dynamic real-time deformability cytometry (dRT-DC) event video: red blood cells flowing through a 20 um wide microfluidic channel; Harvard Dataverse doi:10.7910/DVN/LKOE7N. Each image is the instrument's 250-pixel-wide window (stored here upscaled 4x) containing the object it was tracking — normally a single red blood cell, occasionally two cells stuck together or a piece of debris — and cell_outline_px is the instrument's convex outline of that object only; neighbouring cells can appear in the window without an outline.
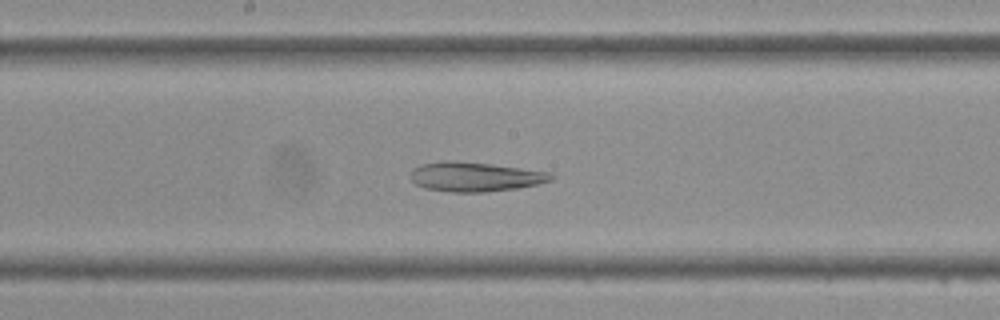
{"species": "Egyptian fruit bat (a non-hibernating species)", "species_latin": "Rousettus aegyptiacus", "temperature_condition": "cold", "stored_images_in_passage": 43, "camera_frame_rate_fps": 3000, "um_per_image_px": 0.085, "frame": {"image": 1, "passage_image": 22, "time_ms": 7.0, "image_size_px": [1000, 320], "cell_outline_px": [[556, 176], [552, 180], [536, 184], [516, 188], [484, 192], [452, 192], [424, 188], [416, 184], [412, 180], [412, 168], [420, 164], [444, 160], [456, 160], [492, 164], [548, 172]], "centroid_in_image_um": [40.35, 15.01], "position_along_channel_um": 207.9, "area_um2": 24.1}}
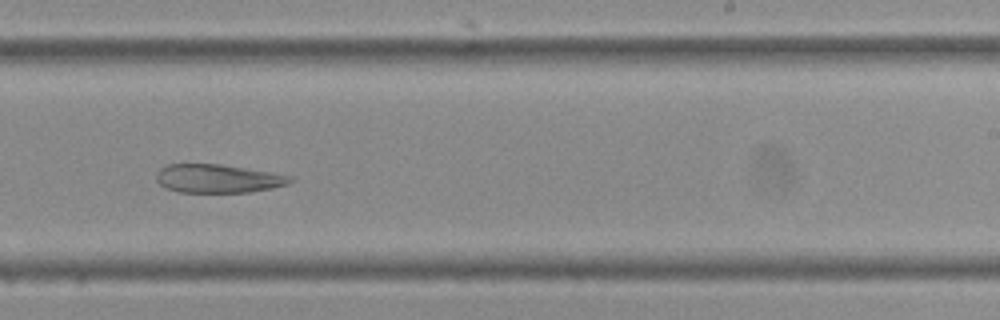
{"frame": {"image": 2, "passage_image": 26, "time_ms": 8.333, "image_size_px": [1000, 320], "cell_outline_px": [[292, 180], [288, 184], [272, 188], [248, 192], [180, 192], [164, 188], [156, 180], [156, 172], [160, 168], [168, 164], [220, 164], [272, 172], [292, 176]], "centroid_in_image_um": [18.5, 15.17], "position_along_channel_um": 270.5, "area_um2": 22.25}}
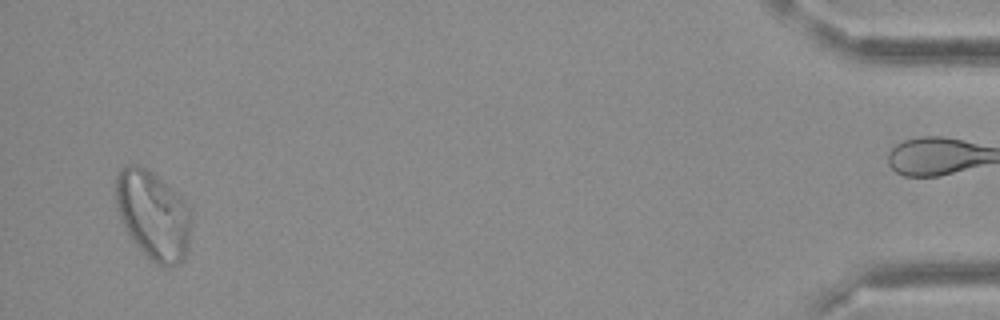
{"frame": {"image": 3, "passage_image": 41, "time_ms": 13.333, "image_size_px": [1000, 320], "cell_outline_px": [[192, 216], [188, 248], [184, 260], [172, 268], [164, 268], [156, 264], [136, 244], [128, 232], [120, 216], [116, 204], [116, 172], [120, 168], [128, 164], [136, 164], [148, 168], [180, 196], [188, 208]], "centroid_in_image_um": [13.03, 18.28], "position_along_channel_um": 422.2, "area_um2": 39.02}}